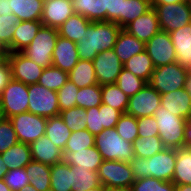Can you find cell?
Masks as SVG:
<instances>
[{"mask_svg":"<svg viewBox=\"0 0 191 191\" xmlns=\"http://www.w3.org/2000/svg\"><path fill=\"white\" fill-rule=\"evenodd\" d=\"M121 29L114 22H91L86 30V38H82L76 43L78 58L93 61L99 53L114 49Z\"/></svg>","mask_w":191,"mask_h":191,"instance_id":"1","label":"cell"},{"mask_svg":"<svg viewBox=\"0 0 191 191\" xmlns=\"http://www.w3.org/2000/svg\"><path fill=\"white\" fill-rule=\"evenodd\" d=\"M129 163L135 180L153 177L172 182L176 163V149L164 148L149 158L134 156Z\"/></svg>","mask_w":191,"mask_h":191,"instance_id":"2","label":"cell"},{"mask_svg":"<svg viewBox=\"0 0 191 191\" xmlns=\"http://www.w3.org/2000/svg\"><path fill=\"white\" fill-rule=\"evenodd\" d=\"M158 136L165 148L178 149L186 146V119L176 116L161 106L154 112Z\"/></svg>","mask_w":191,"mask_h":191,"instance_id":"3","label":"cell"},{"mask_svg":"<svg viewBox=\"0 0 191 191\" xmlns=\"http://www.w3.org/2000/svg\"><path fill=\"white\" fill-rule=\"evenodd\" d=\"M94 139V146L100 152L103 160L130 162L134 158L133 144L124 140L115 127L104 129L95 135Z\"/></svg>","mask_w":191,"mask_h":191,"instance_id":"4","label":"cell"},{"mask_svg":"<svg viewBox=\"0 0 191 191\" xmlns=\"http://www.w3.org/2000/svg\"><path fill=\"white\" fill-rule=\"evenodd\" d=\"M58 37L57 28L42 25L32 42L21 53L42 68L51 67Z\"/></svg>","mask_w":191,"mask_h":191,"instance_id":"5","label":"cell"},{"mask_svg":"<svg viewBox=\"0 0 191 191\" xmlns=\"http://www.w3.org/2000/svg\"><path fill=\"white\" fill-rule=\"evenodd\" d=\"M189 70L178 62L162 65L155 68L148 83L159 94L175 91L185 87Z\"/></svg>","mask_w":191,"mask_h":191,"instance_id":"6","label":"cell"},{"mask_svg":"<svg viewBox=\"0 0 191 191\" xmlns=\"http://www.w3.org/2000/svg\"><path fill=\"white\" fill-rule=\"evenodd\" d=\"M97 172L105 188L130 189L135 181L130 163L125 161L103 160Z\"/></svg>","mask_w":191,"mask_h":191,"instance_id":"7","label":"cell"},{"mask_svg":"<svg viewBox=\"0 0 191 191\" xmlns=\"http://www.w3.org/2000/svg\"><path fill=\"white\" fill-rule=\"evenodd\" d=\"M28 94L29 104L27 112L45 118L59 115L60 108L57 92L35 83L28 85Z\"/></svg>","mask_w":191,"mask_h":191,"instance_id":"8","label":"cell"},{"mask_svg":"<svg viewBox=\"0 0 191 191\" xmlns=\"http://www.w3.org/2000/svg\"><path fill=\"white\" fill-rule=\"evenodd\" d=\"M154 9L157 12L162 31L170 33L191 23V2L189 1L160 4Z\"/></svg>","mask_w":191,"mask_h":191,"instance_id":"9","label":"cell"},{"mask_svg":"<svg viewBox=\"0 0 191 191\" xmlns=\"http://www.w3.org/2000/svg\"><path fill=\"white\" fill-rule=\"evenodd\" d=\"M28 85L12 79L0 95V105L5 117L27 112L28 110Z\"/></svg>","mask_w":191,"mask_h":191,"instance_id":"10","label":"cell"},{"mask_svg":"<svg viewBox=\"0 0 191 191\" xmlns=\"http://www.w3.org/2000/svg\"><path fill=\"white\" fill-rule=\"evenodd\" d=\"M13 124L18 142L30 144L45 135L47 118L24 112L9 118Z\"/></svg>","mask_w":191,"mask_h":191,"instance_id":"11","label":"cell"},{"mask_svg":"<svg viewBox=\"0 0 191 191\" xmlns=\"http://www.w3.org/2000/svg\"><path fill=\"white\" fill-rule=\"evenodd\" d=\"M161 94H159L149 83L140 91L129 97L127 114L135 118L153 116L160 107Z\"/></svg>","mask_w":191,"mask_h":191,"instance_id":"12","label":"cell"},{"mask_svg":"<svg viewBox=\"0 0 191 191\" xmlns=\"http://www.w3.org/2000/svg\"><path fill=\"white\" fill-rule=\"evenodd\" d=\"M145 51L154 67L177 62L175 47L168 32L160 30L147 43Z\"/></svg>","mask_w":191,"mask_h":191,"instance_id":"13","label":"cell"},{"mask_svg":"<svg viewBox=\"0 0 191 191\" xmlns=\"http://www.w3.org/2000/svg\"><path fill=\"white\" fill-rule=\"evenodd\" d=\"M92 63L95 68L96 79L100 86L115 84L118 75L124 68L123 63L117 57L114 49L99 53Z\"/></svg>","mask_w":191,"mask_h":191,"instance_id":"14","label":"cell"},{"mask_svg":"<svg viewBox=\"0 0 191 191\" xmlns=\"http://www.w3.org/2000/svg\"><path fill=\"white\" fill-rule=\"evenodd\" d=\"M6 57L11 67L12 79L27 85L38 82L44 68L25 57L21 52L6 53Z\"/></svg>","mask_w":191,"mask_h":191,"instance_id":"15","label":"cell"},{"mask_svg":"<svg viewBox=\"0 0 191 191\" xmlns=\"http://www.w3.org/2000/svg\"><path fill=\"white\" fill-rule=\"evenodd\" d=\"M74 13L71 0H44L40 21L43 26L58 29Z\"/></svg>","mask_w":191,"mask_h":191,"instance_id":"16","label":"cell"},{"mask_svg":"<svg viewBox=\"0 0 191 191\" xmlns=\"http://www.w3.org/2000/svg\"><path fill=\"white\" fill-rule=\"evenodd\" d=\"M124 30L146 44L161 30L157 12L154 8H151L149 11L129 23Z\"/></svg>","mask_w":191,"mask_h":191,"instance_id":"17","label":"cell"},{"mask_svg":"<svg viewBox=\"0 0 191 191\" xmlns=\"http://www.w3.org/2000/svg\"><path fill=\"white\" fill-rule=\"evenodd\" d=\"M78 61L76 43L59 36L52 55V66L69 73Z\"/></svg>","mask_w":191,"mask_h":191,"instance_id":"18","label":"cell"},{"mask_svg":"<svg viewBox=\"0 0 191 191\" xmlns=\"http://www.w3.org/2000/svg\"><path fill=\"white\" fill-rule=\"evenodd\" d=\"M29 147L33 161L50 166L62 162L63 151L52 143L46 135H42L30 143Z\"/></svg>","mask_w":191,"mask_h":191,"instance_id":"19","label":"cell"},{"mask_svg":"<svg viewBox=\"0 0 191 191\" xmlns=\"http://www.w3.org/2000/svg\"><path fill=\"white\" fill-rule=\"evenodd\" d=\"M160 105L176 116L185 119L191 116V95L185 88L161 94Z\"/></svg>","mask_w":191,"mask_h":191,"instance_id":"20","label":"cell"},{"mask_svg":"<svg viewBox=\"0 0 191 191\" xmlns=\"http://www.w3.org/2000/svg\"><path fill=\"white\" fill-rule=\"evenodd\" d=\"M102 161V156L95 146L76 150V152H63L62 155L64 164L79 166V168L87 169L88 171H98Z\"/></svg>","mask_w":191,"mask_h":191,"instance_id":"21","label":"cell"},{"mask_svg":"<svg viewBox=\"0 0 191 191\" xmlns=\"http://www.w3.org/2000/svg\"><path fill=\"white\" fill-rule=\"evenodd\" d=\"M41 26V21H19L13 35V42L6 53L24 50L35 38Z\"/></svg>","mask_w":191,"mask_h":191,"instance_id":"22","label":"cell"},{"mask_svg":"<svg viewBox=\"0 0 191 191\" xmlns=\"http://www.w3.org/2000/svg\"><path fill=\"white\" fill-rule=\"evenodd\" d=\"M145 47L146 44L144 42L130 35L124 29H121L117 36L114 50L124 65L131 57L145 51Z\"/></svg>","mask_w":191,"mask_h":191,"instance_id":"23","label":"cell"},{"mask_svg":"<svg viewBox=\"0 0 191 191\" xmlns=\"http://www.w3.org/2000/svg\"><path fill=\"white\" fill-rule=\"evenodd\" d=\"M75 13L91 22L107 21L108 0H71Z\"/></svg>","mask_w":191,"mask_h":191,"instance_id":"24","label":"cell"},{"mask_svg":"<svg viewBox=\"0 0 191 191\" xmlns=\"http://www.w3.org/2000/svg\"><path fill=\"white\" fill-rule=\"evenodd\" d=\"M169 34L175 47L177 62L190 69L191 23Z\"/></svg>","mask_w":191,"mask_h":191,"instance_id":"25","label":"cell"},{"mask_svg":"<svg viewBox=\"0 0 191 191\" xmlns=\"http://www.w3.org/2000/svg\"><path fill=\"white\" fill-rule=\"evenodd\" d=\"M9 6L19 21H40L44 0H9Z\"/></svg>","mask_w":191,"mask_h":191,"instance_id":"26","label":"cell"},{"mask_svg":"<svg viewBox=\"0 0 191 191\" xmlns=\"http://www.w3.org/2000/svg\"><path fill=\"white\" fill-rule=\"evenodd\" d=\"M90 23L86 17L74 13L58 28V34L78 43L82 38H86V30Z\"/></svg>","mask_w":191,"mask_h":191,"instance_id":"27","label":"cell"},{"mask_svg":"<svg viewBox=\"0 0 191 191\" xmlns=\"http://www.w3.org/2000/svg\"><path fill=\"white\" fill-rule=\"evenodd\" d=\"M29 184L37 191H50L51 186V166L41 162L31 161L25 166Z\"/></svg>","mask_w":191,"mask_h":191,"instance_id":"28","label":"cell"},{"mask_svg":"<svg viewBox=\"0 0 191 191\" xmlns=\"http://www.w3.org/2000/svg\"><path fill=\"white\" fill-rule=\"evenodd\" d=\"M172 182L175 185H191V149L187 146L176 149Z\"/></svg>","mask_w":191,"mask_h":191,"instance_id":"29","label":"cell"},{"mask_svg":"<svg viewBox=\"0 0 191 191\" xmlns=\"http://www.w3.org/2000/svg\"><path fill=\"white\" fill-rule=\"evenodd\" d=\"M74 172L73 168L59 162L51 166V186L50 191H71V188L74 187Z\"/></svg>","mask_w":191,"mask_h":191,"instance_id":"30","label":"cell"},{"mask_svg":"<svg viewBox=\"0 0 191 191\" xmlns=\"http://www.w3.org/2000/svg\"><path fill=\"white\" fill-rule=\"evenodd\" d=\"M5 165L10 169L24 168L32 161L29 144L17 142L1 153Z\"/></svg>","mask_w":191,"mask_h":191,"instance_id":"31","label":"cell"},{"mask_svg":"<svg viewBox=\"0 0 191 191\" xmlns=\"http://www.w3.org/2000/svg\"><path fill=\"white\" fill-rule=\"evenodd\" d=\"M68 80L79 89L98 84L92 61L79 59L78 63L68 73Z\"/></svg>","mask_w":191,"mask_h":191,"instance_id":"32","label":"cell"},{"mask_svg":"<svg viewBox=\"0 0 191 191\" xmlns=\"http://www.w3.org/2000/svg\"><path fill=\"white\" fill-rule=\"evenodd\" d=\"M71 133L60 115L47 118L45 135L62 151H64Z\"/></svg>","mask_w":191,"mask_h":191,"instance_id":"33","label":"cell"},{"mask_svg":"<svg viewBox=\"0 0 191 191\" xmlns=\"http://www.w3.org/2000/svg\"><path fill=\"white\" fill-rule=\"evenodd\" d=\"M124 69L130 71L137 77L142 78L147 83L149 82L155 67L152 59L146 51L131 57L125 64Z\"/></svg>","mask_w":191,"mask_h":191,"instance_id":"34","label":"cell"},{"mask_svg":"<svg viewBox=\"0 0 191 191\" xmlns=\"http://www.w3.org/2000/svg\"><path fill=\"white\" fill-rule=\"evenodd\" d=\"M102 103L126 113L129 97L116 85L106 84L101 86Z\"/></svg>","mask_w":191,"mask_h":191,"instance_id":"35","label":"cell"},{"mask_svg":"<svg viewBox=\"0 0 191 191\" xmlns=\"http://www.w3.org/2000/svg\"><path fill=\"white\" fill-rule=\"evenodd\" d=\"M132 144L134 156L140 158L152 157L165 148L159 136L137 137Z\"/></svg>","mask_w":191,"mask_h":191,"instance_id":"36","label":"cell"},{"mask_svg":"<svg viewBox=\"0 0 191 191\" xmlns=\"http://www.w3.org/2000/svg\"><path fill=\"white\" fill-rule=\"evenodd\" d=\"M70 166L75 174L74 187L71 188V191H87L101 185L97 171H88L75 165Z\"/></svg>","mask_w":191,"mask_h":191,"instance_id":"37","label":"cell"},{"mask_svg":"<svg viewBox=\"0 0 191 191\" xmlns=\"http://www.w3.org/2000/svg\"><path fill=\"white\" fill-rule=\"evenodd\" d=\"M68 81V72L54 66L44 68L38 84L57 92Z\"/></svg>","mask_w":191,"mask_h":191,"instance_id":"38","label":"cell"},{"mask_svg":"<svg viewBox=\"0 0 191 191\" xmlns=\"http://www.w3.org/2000/svg\"><path fill=\"white\" fill-rule=\"evenodd\" d=\"M102 91L99 84L80 88L76 95V106L88 109L102 104Z\"/></svg>","mask_w":191,"mask_h":191,"instance_id":"39","label":"cell"},{"mask_svg":"<svg viewBox=\"0 0 191 191\" xmlns=\"http://www.w3.org/2000/svg\"><path fill=\"white\" fill-rule=\"evenodd\" d=\"M59 115L71 132L86 129V109L76 106L61 111Z\"/></svg>","mask_w":191,"mask_h":191,"instance_id":"40","label":"cell"},{"mask_svg":"<svg viewBox=\"0 0 191 191\" xmlns=\"http://www.w3.org/2000/svg\"><path fill=\"white\" fill-rule=\"evenodd\" d=\"M128 97L140 91L147 82L130 71L122 69L115 83Z\"/></svg>","mask_w":191,"mask_h":191,"instance_id":"41","label":"cell"},{"mask_svg":"<svg viewBox=\"0 0 191 191\" xmlns=\"http://www.w3.org/2000/svg\"><path fill=\"white\" fill-rule=\"evenodd\" d=\"M151 8L150 0H125L123 8V29Z\"/></svg>","mask_w":191,"mask_h":191,"instance_id":"42","label":"cell"},{"mask_svg":"<svg viewBox=\"0 0 191 191\" xmlns=\"http://www.w3.org/2000/svg\"><path fill=\"white\" fill-rule=\"evenodd\" d=\"M130 191H175V184L170 181H162L153 177H145L135 180Z\"/></svg>","mask_w":191,"mask_h":191,"instance_id":"43","label":"cell"},{"mask_svg":"<svg viewBox=\"0 0 191 191\" xmlns=\"http://www.w3.org/2000/svg\"><path fill=\"white\" fill-rule=\"evenodd\" d=\"M95 136L87 129L72 132L63 152H73L94 146Z\"/></svg>","mask_w":191,"mask_h":191,"instance_id":"44","label":"cell"},{"mask_svg":"<svg viewBox=\"0 0 191 191\" xmlns=\"http://www.w3.org/2000/svg\"><path fill=\"white\" fill-rule=\"evenodd\" d=\"M115 128L117 133L128 142L133 143L138 137L137 118L130 114L122 113Z\"/></svg>","mask_w":191,"mask_h":191,"instance_id":"45","label":"cell"},{"mask_svg":"<svg viewBox=\"0 0 191 191\" xmlns=\"http://www.w3.org/2000/svg\"><path fill=\"white\" fill-rule=\"evenodd\" d=\"M18 22V18L13 13L0 15V45L5 51L13 42V35Z\"/></svg>","mask_w":191,"mask_h":191,"instance_id":"46","label":"cell"},{"mask_svg":"<svg viewBox=\"0 0 191 191\" xmlns=\"http://www.w3.org/2000/svg\"><path fill=\"white\" fill-rule=\"evenodd\" d=\"M79 88L69 80L57 91L60 112L76 107V95Z\"/></svg>","mask_w":191,"mask_h":191,"instance_id":"47","label":"cell"},{"mask_svg":"<svg viewBox=\"0 0 191 191\" xmlns=\"http://www.w3.org/2000/svg\"><path fill=\"white\" fill-rule=\"evenodd\" d=\"M18 142L13 124L9 118L0 123V154Z\"/></svg>","mask_w":191,"mask_h":191,"instance_id":"48","label":"cell"},{"mask_svg":"<svg viewBox=\"0 0 191 191\" xmlns=\"http://www.w3.org/2000/svg\"><path fill=\"white\" fill-rule=\"evenodd\" d=\"M3 180L12 191H19L21 188L29 184L25 167L10 169L4 176Z\"/></svg>","mask_w":191,"mask_h":191,"instance_id":"49","label":"cell"},{"mask_svg":"<svg viewBox=\"0 0 191 191\" xmlns=\"http://www.w3.org/2000/svg\"><path fill=\"white\" fill-rule=\"evenodd\" d=\"M99 113L101 125H103L104 129L114 128L122 114L119 110L103 103L99 106Z\"/></svg>","mask_w":191,"mask_h":191,"instance_id":"50","label":"cell"},{"mask_svg":"<svg viewBox=\"0 0 191 191\" xmlns=\"http://www.w3.org/2000/svg\"><path fill=\"white\" fill-rule=\"evenodd\" d=\"M125 0H108L107 21L114 22L123 29V8Z\"/></svg>","mask_w":191,"mask_h":191,"instance_id":"51","label":"cell"},{"mask_svg":"<svg viewBox=\"0 0 191 191\" xmlns=\"http://www.w3.org/2000/svg\"><path fill=\"white\" fill-rule=\"evenodd\" d=\"M138 137L158 136V125L154 116L137 118Z\"/></svg>","mask_w":191,"mask_h":191,"instance_id":"52","label":"cell"},{"mask_svg":"<svg viewBox=\"0 0 191 191\" xmlns=\"http://www.w3.org/2000/svg\"><path fill=\"white\" fill-rule=\"evenodd\" d=\"M86 112V129L95 136L104 130L103 125H101L99 106L88 108Z\"/></svg>","mask_w":191,"mask_h":191,"instance_id":"53","label":"cell"},{"mask_svg":"<svg viewBox=\"0 0 191 191\" xmlns=\"http://www.w3.org/2000/svg\"><path fill=\"white\" fill-rule=\"evenodd\" d=\"M11 80H12L11 67L7 57H5L0 60V95Z\"/></svg>","mask_w":191,"mask_h":191,"instance_id":"54","label":"cell"},{"mask_svg":"<svg viewBox=\"0 0 191 191\" xmlns=\"http://www.w3.org/2000/svg\"><path fill=\"white\" fill-rule=\"evenodd\" d=\"M12 11L9 6V0H0V15H9Z\"/></svg>","mask_w":191,"mask_h":191,"instance_id":"55","label":"cell"},{"mask_svg":"<svg viewBox=\"0 0 191 191\" xmlns=\"http://www.w3.org/2000/svg\"><path fill=\"white\" fill-rule=\"evenodd\" d=\"M186 146L191 149V116L186 119Z\"/></svg>","mask_w":191,"mask_h":191,"instance_id":"56","label":"cell"},{"mask_svg":"<svg viewBox=\"0 0 191 191\" xmlns=\"http://www.w3.org/2000/svg\"><path fill=\"white\" fill-rule=\"evenodd\" d=\"M151 1V7L155 8L157 5L160 4H174V3H180L187 0H150Z\"/></svg>","mask_w":191,"mask_h":191,"instance_id":"57","label":"cell"},{"mask_svg":"<svg viewBox=\"0 0 191 191\" xmlns=\"http://www.w3.org/2000/svg\"><path fill=\"white\" fill-rule=\"evenodd\" d=\"M8 171L9 168L5 165L0 154V180L4 178V176L7 174Z\"/></svg>","mask_w":191,"mask_h":191,"instance_id":"58","label":"cell"},{"mask_svg":"<svg viewBox=\"0 0 191 191\" xmlns=\"http://www.w3.org/2000/svg\"><path fill=\"white\" fill-rule=\"evenodd\" d=\"M184 88L191 95V69L189 70V73L187 75L186 83H185V87Z\"/></svg>","mask_w":191,"mask_h":191,"instance_id":"59","label":"cell"},{"mask_svg":"<svg viewBox=\"0 0 191 191\" xmlns=\"http://www.w3.org/2000/svg\"><path fill=\"white\" fill-rule=\"evenodd\" d=\"M175 191H191V185H175Z\"/></svg>","mask_w":191,"mask_h":191,"instance_id":"60","label":"cell"},{"mask_svg":"<svg viewBox=\"0 0 191 191\" xmlns=\"http://www.w3.org/2000/svg\"><path fill=\"white\" fill-rule=\"evenodd\" d=\"M0 191H12L4 182L3 179L0 180Z\"/></svg>","mask_w":191,"mask_h":191,"instance_id":"61","label":"cell"},{"mask_svg":"<svg viewBox=\"0 0 191 191\" xmlns=\"http://www.w3.org/2000/svg\"><path fill=\"white\" fill-rule=\"evenodd\" d=\"M19 191H37L32 185L28 184L21 188Z\"/></svg>","mask_w":191,"mask_h":191,"instance_id":"62","label":"cell"},{"mask_svg":"<svg viewBox=\"0 0 191 191\" xmlns=\"http://www.w3.org/2000/svg\"><path fill=\"white\" fill-rule=\"evenodd\" d=\"M87 191H106V188L101 184L100 186H97L92 189H88Z\"/></svg>","mask_w":191,"mask_h":191,"instance_id":"63","label":"cell"},{"mask_svg":"<svg viewBox=\"0 0 191 191\" xmlns=\"http://www.w3.org/2000/svg\"><path fill=\"white\" fill-rule=\"evenodd\" d=\"M6 57V51L0 45V60Z\"/></svg>","mask_w":191,"mask_h":191,"instance_id":"64","label":"cell"},{"mask_svg":"<svg viewBox=\"0 0 191 191\" xmlns=\"http://www.w3.org/2000/svg\"><path fill=\"white\" fill-rule=\"evenodd\" d=\"M5 114H4V111L0 105V123L5 119Z\"/></svg>","mask_w":191,"mask_h":191,"instance_id":"65","label":"cell"},{"mask_svg":"<svg viewBox=\"0 0 191 191\" xmlns=\"http://www.w3.org/2000/svg\"><path fill=\"white\" fill-rule=\"evenodd\" d=\"M106 191H130L129 189L106 188Z\"/></svg>","mask_w":191,"mask_h":191,"instance_id":"66","label":"cell"},{"mask_svg":"<svg viewBox=\"0 0 191 191\" xmlns=\"http://www.w3.org/2000/svg\"><path fill=\"white\" fill-rule=\"evenodd\" d=\"M190 69H191V49H190Z\"/></svg>","mask_w":191,"mask_h":191,"instance_id":"67","label":"cell"}]
</instances>
